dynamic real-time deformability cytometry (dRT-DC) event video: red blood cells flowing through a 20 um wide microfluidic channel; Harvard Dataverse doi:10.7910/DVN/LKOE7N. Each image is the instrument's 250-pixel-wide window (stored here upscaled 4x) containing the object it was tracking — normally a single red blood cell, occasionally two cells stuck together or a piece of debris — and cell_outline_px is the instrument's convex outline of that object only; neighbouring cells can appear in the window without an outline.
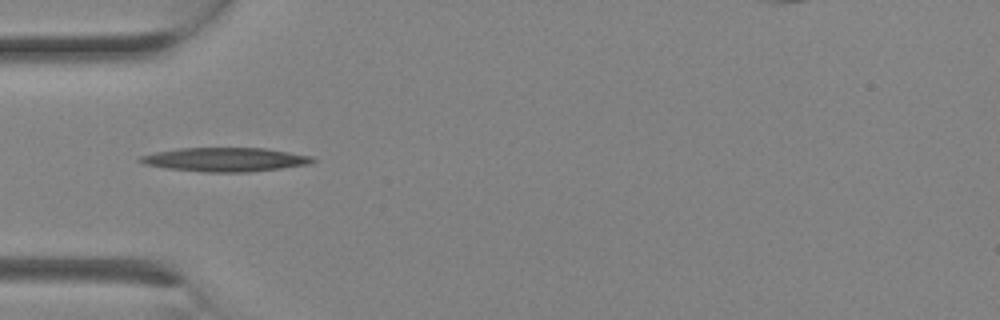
{"species": "Egyptian fruit bat (a non-hibernating species)", "species_latin": "Rousettus aegyptiacus", "temperature_condition": "room temperature", "stored_images_in_passage": 2, "camera_frame_rate_fps": 3000, "um_per_image_px": 0.085, "animal": {"sex": "female"}, "frame": {"image": 1, "passage_image": 2, "time_ms": 0.333, "image_size_px": [1000, 320], "cell_outline_px": [[316, 160], [308, 164], [280, 168], [248, 172], [204, 172], [164, 168], [144, 164], [136, 160], [140, 156], [156, 152], [180, 148], [264, 148], [312, 156]], "centroid_in_image_um": [19.09, 13.56], "position_along_channel_um": 65.9, "area_um2": 23.93}}